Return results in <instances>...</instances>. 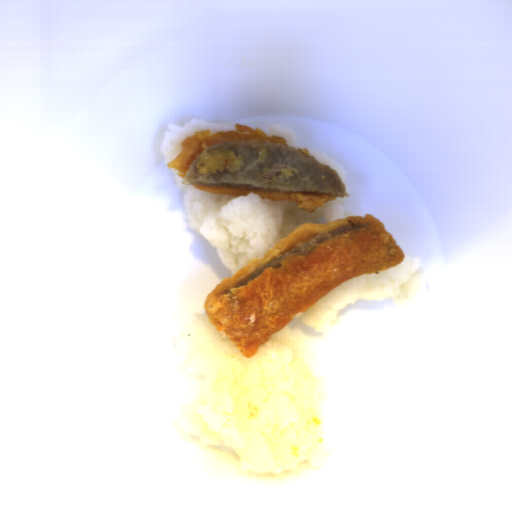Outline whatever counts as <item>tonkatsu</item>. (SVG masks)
<instances>
[{"label":"tonkatsu","instance_id":"d4beea91","mask_svg":"<svg viewBox=\"0 0 512 512\" xmlns=\"http://www.w3.org/2000/svg\"><path fill=\"white\" fill-rule=\"evenodd\" d=\"M405 252L376 216L306 222L205 297L213 327L247 358L342 283L403 263Z\"/></svg>","mask_w":512,"mask_h":512},{"label":"tonkatsu","instance_id":"3a3dc1c2","mask_svg":"<svg viewBox=\"0 0 512 512\" xmlns=\"http://www.w3.org/2000/svg\"><path fill=\"white\" fill-rule=\"evenodd\" d=\"M235 130L195 132L182 142L181 155L167 163L182 185L228 196L256 193L271 202L291 201L313 213L326 202L349 196L337 172L304 147L263 129L235 124Z\"/></svg>","mask_w":512,"mask_h":512}]
</instances>
